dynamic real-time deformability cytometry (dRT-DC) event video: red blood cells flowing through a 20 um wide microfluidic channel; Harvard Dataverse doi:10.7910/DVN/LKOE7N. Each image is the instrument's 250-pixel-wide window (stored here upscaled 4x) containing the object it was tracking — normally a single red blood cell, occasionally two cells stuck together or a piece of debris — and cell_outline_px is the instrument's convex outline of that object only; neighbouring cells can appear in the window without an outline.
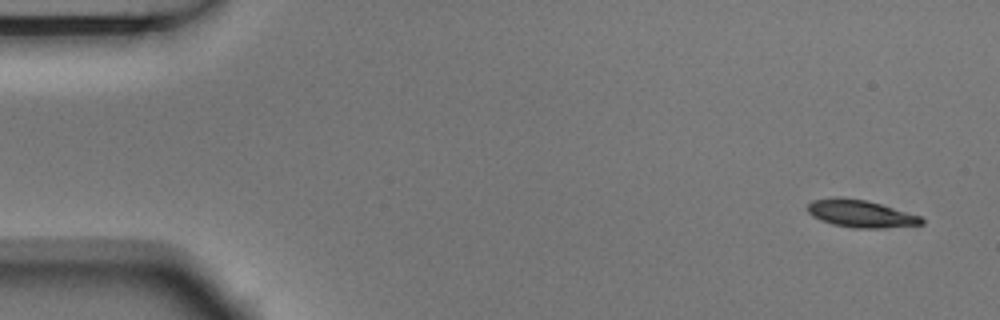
{"species": "Egyptian fruit bat (a non-hibernating species)", "species_latin": "Rousettus aegyptiacus", "temperature_condition": "room temperature", "stored_images_in_passage": 9, "camera_frame_rate_fps": 3000, "um_per_image_px": 0.085, "animal": {"sex": "male"}, "frame": {"image": 1, "passage_image": 1, "time_ms": 0.0, "image_size_px": [1000, 320], "cell_outline_px": [[924, 224], [880, 228], [852, 228], [832, 224], [820, 220], [812, 216], [808, 212], [808, 204], [812, 200], [836, 196], [864, 200], [880, 204], [920, 216], [924, 220]], "centroid_in_image_um": [73.11, 18.16], "position_along_channel_um": 11.9, "area_um2": 18.09}}
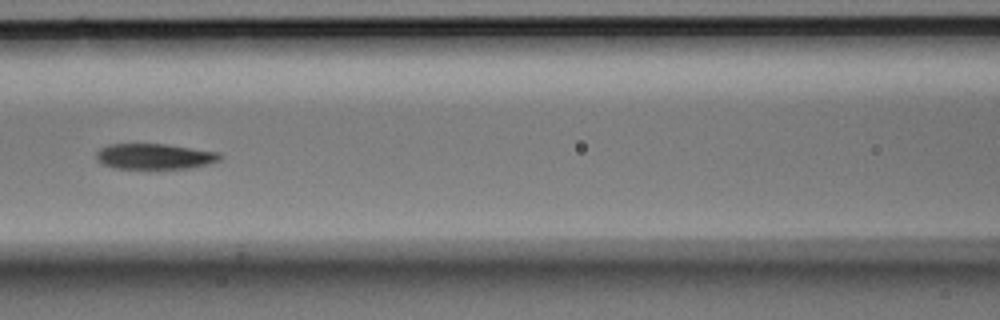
{"frame": {"image": 2, "passage_image": 6, "time_ms": 1.667, "image_size_px": [1000, 320], "cell_outline_px": [[224, 156], [220, 160], [208, 164], [192, 168], [112, 168], [100, 164], [96, 160], [96, 152], [100, 148], [108, 144], [164, 144], [220, 152]], "centroid_in_image_um": [13.13, 13.29], "position_along_channel_um": 153.5, "area_um2": 18.61}}
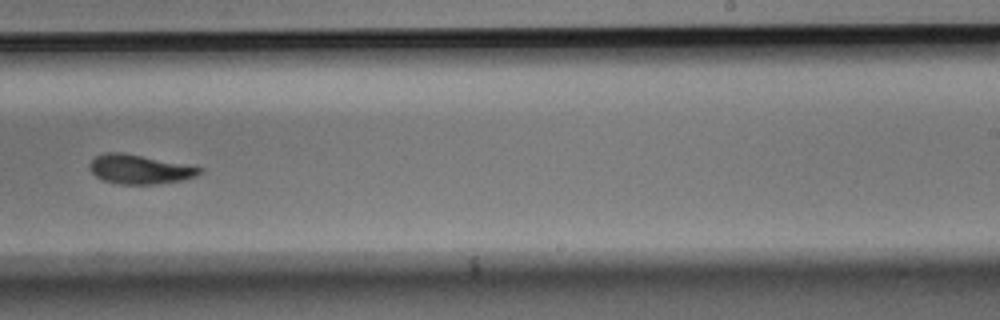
{"frame": {"image": 3, "passage_image": 9, "time_ms": 2.667, "image_size_px": [1000, 320], "cell_outline_px": [[204, 168], [196, 176], [180, 180], [156, 184], [120, 184], [104, 180], [96, 176], [88, 168], [88, 164], [96, 156], [104, 152], [120, 152]], "centroid_in_image_um": [11.81, 14.39], "position_along_channel_um": 277.2, "area_um2": 18.38}}